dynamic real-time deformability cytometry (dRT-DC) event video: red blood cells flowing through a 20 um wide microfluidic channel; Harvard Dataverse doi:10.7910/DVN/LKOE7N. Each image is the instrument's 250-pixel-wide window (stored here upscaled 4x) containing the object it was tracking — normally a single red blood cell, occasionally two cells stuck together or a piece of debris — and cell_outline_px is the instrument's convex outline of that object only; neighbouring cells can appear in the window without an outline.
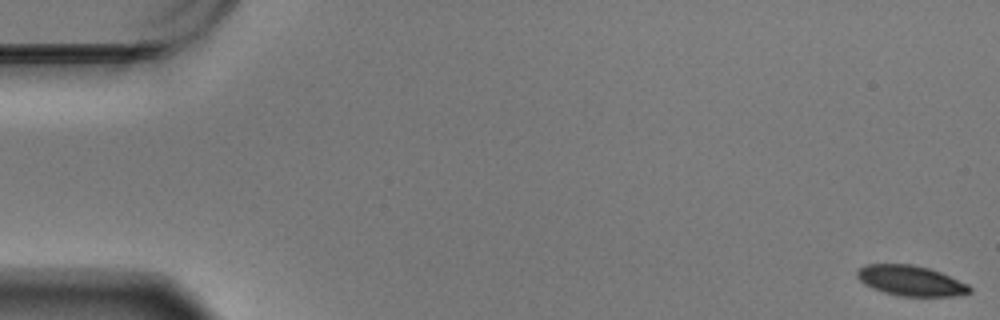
{"species": "Egyptian fruit bat (a non-hibernating species)", "species_latin": "Rousettus aegyptiacus", "temperature_condition": "warm", "stored_images_in_passage": 60, "camera_frame_rate_fps": 3000, "um_per_image_px": 0.085, "animal": {"sex": "male"}, "frame": {"image": 1, "passage_image": 1, "time_ms": 0.0, "image_size_px": [1000, 320], "cell_outline_px": [[972, 292], [956, 296], [900, 296], [884, 292], [872, 288], [864, 284], [856, 276], [856, 272], [864, 264], [912, 264], [928, 268], [940, 272], [968, 284], [972, 288]], "centroid_in_image_um": [77.41, 23.86], "position_along_channel_um": 7.6, "area_um2": 19.88}}
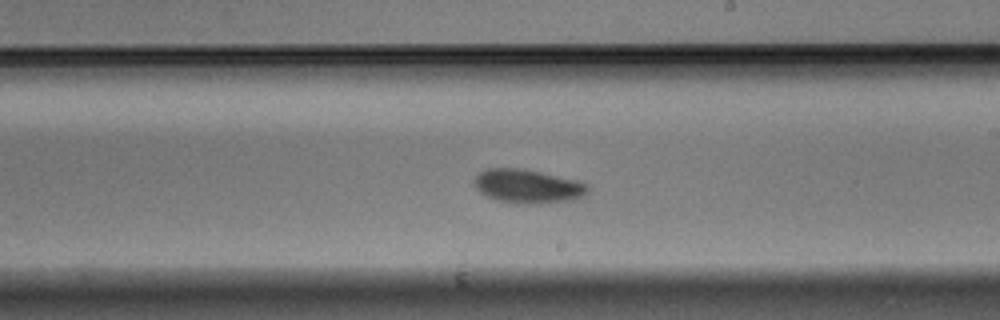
{"frame": {"image": 2, "passage_image": 35, "time_ms": 11.333, "image_size_px": [1000, 320], "cell_outline_px": [[588, 192], [584, 196], [572, 200], [540, 204], [516, 204], [496, 200], [480, 192], [472, 184], [472, 180], [480, 172], [488, 168], [516, 168], [540, 172], [576, 180], [588, 184]], "centroid_in_image_um": [44.84, 15.85], "position_along_channel_um": 244.2, "area_um2": 22.54}}
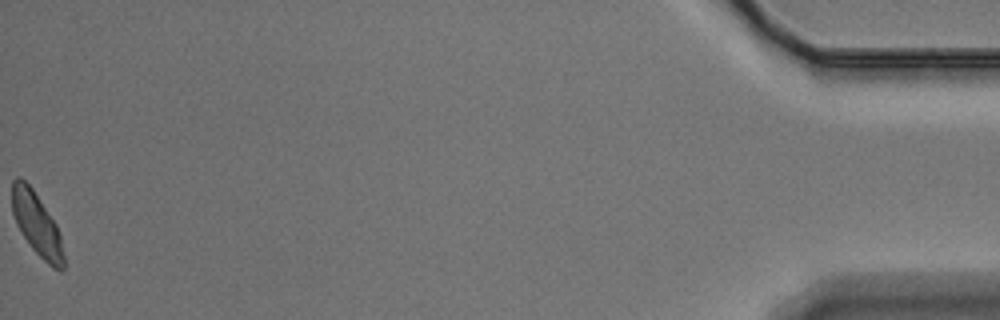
{"frame": {"image": 3, "passage_image": 60, "time_ms": 19.667, "image_size_px": [1000, 320], "cell_outline_px": [[64, 268], [60, 272], [52, 268], [32, 248], [16, 224], [12, 212], [12, 180], [16, 176], [20, 176], [32, 188], [56, 224], [60, 236], [64, 256]], "centroid_in_image_um": [3.12, 19.05], "position_along_channel_um": 432.1, "area_um2": 18.79}, "authors_computed_cell_mechanics": {"area_um2": 21.097, "velocity_mm_per_s": 3.4236, "shape_relaxation_time_tau1_ms": 2.6583, "shape_relaxation_time_tau2_ms": null, "deformation_change_tau1": 0.0979, "deformation_change_tau2": null}}